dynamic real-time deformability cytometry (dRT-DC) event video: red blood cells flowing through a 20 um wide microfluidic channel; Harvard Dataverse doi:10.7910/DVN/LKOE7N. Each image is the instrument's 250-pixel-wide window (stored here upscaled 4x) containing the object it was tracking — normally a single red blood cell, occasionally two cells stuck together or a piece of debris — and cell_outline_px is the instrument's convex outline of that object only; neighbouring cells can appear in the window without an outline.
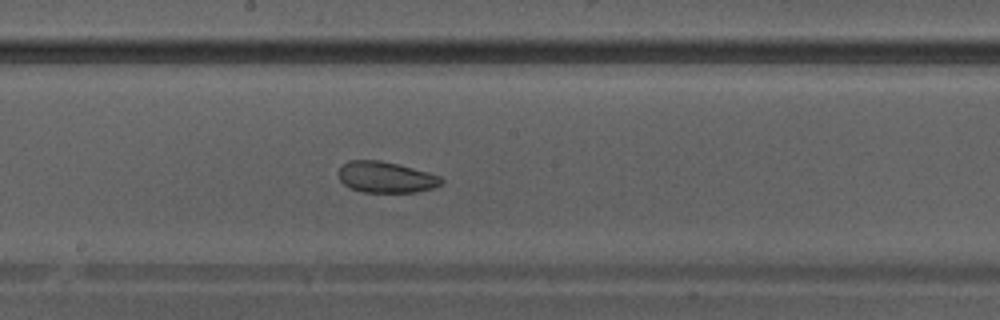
{"species": "Egyptian fruit bat (a non-hibernating species)", "species_latin": "Rousettus aegyptiacus", "temperature_condition": "warm", "stored_images_in_passage": 34, "camera_frame_rate_fps": 3000, "um_per_image_px": 0.085, "animal": {"sex": "male"}, "frame": {"image": 1, "passage_image": 15, "time_ms": 4.667, "image_size_px": [1000, 320], "cell_outline_px": [[444, 184], [432, 188], [416, 192], [364, 192], [348, 188], [340, 180], [336, 172], [348, 160], [380, 160], [428, 172], [440, 176], [444, 180]], "centroid_in_image_um": [32.79, 15.07], "position_along_channel_um": 215.4, "area_um2": 18.73}}